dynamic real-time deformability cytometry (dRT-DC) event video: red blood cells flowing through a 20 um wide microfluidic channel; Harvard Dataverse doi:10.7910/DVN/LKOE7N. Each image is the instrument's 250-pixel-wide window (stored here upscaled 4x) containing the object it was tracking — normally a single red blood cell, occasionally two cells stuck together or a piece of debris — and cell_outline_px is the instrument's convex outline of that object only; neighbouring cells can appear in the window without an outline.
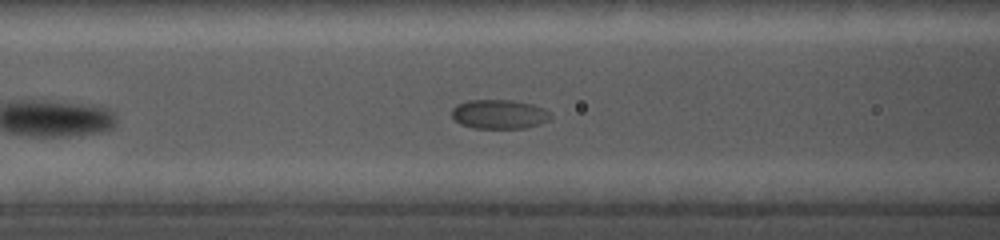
{"species": "common noctule bat (a hibernating species)", "species_latin": "Nyctalus noctula", "temperature_condition": "cold", "stored_images_in_passage": 24, "camera_frame_rate_fps": 5000, "um_per_image_px": 0.085, "animal": {"sex": "female", "body_mass_g": 19.0, "forearm_length_mm": 56.7}, "frame": {"image": 1, "passage_image": 8, "time_ms": 3.4, "image_size_px": [1000, 240], "cell_outline_px": [[552, 116], [548, 120], [524, 128], [472, 128], [460, 124], [452, 116], [452, 108], [456, 104], [468, 100], [512, 100], [532, 104], [544, 108], [552, 112]], "centroid_in_image_um": [42.42, 9.7], "position_along_channel_um": 124.2, "area_um2": 16.88}}
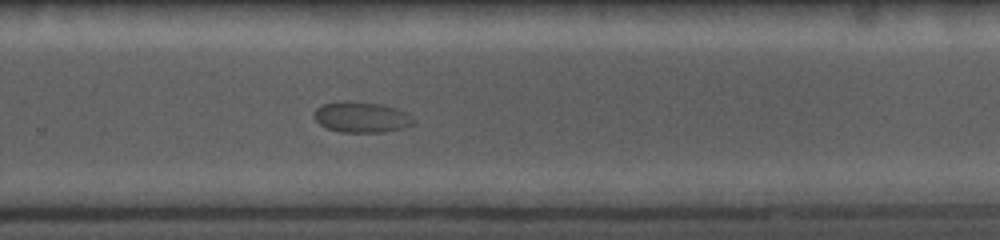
{"frame": {"image": 2, "passage_image": 18, "time_ms": 8.4, "image_size_px": [1000, 240], "cell_outline_px": [[412, 124], [404, 128], [384, 132], [340, 132], [328, 128], [320, 124], [312, 116], [316, 108], [324, 104], [344, 100], [348, 100], [384, 104], [396, 108], [412, 116]], "centroid_in_image_um": [30.7, 9.94], "position_along_channel_um": 299.1, "area_um2": 17.86}}
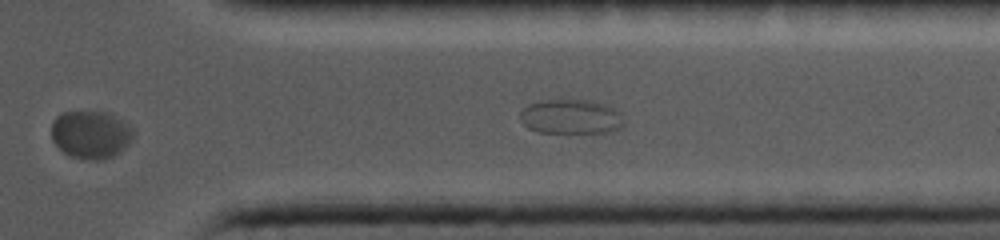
{"frame": {"image": 3, "passage_image": 22, "time_ms": 10.2, "image_size_px": [1000, 240], "cell_outline_px": [[132, 140], [120, 152], [112, 156], [100, 160], [84, 160], [72, 156], [64, 152], [52, 140], [52, 120], [56, 116], [64, 112], [104, 112], [116, 116], [124, 120], [132, 128]], "centroid_in_image_um": [7.72, 11.44], "position_along_channel_um": 403.7, "area_um2": 22.77}}